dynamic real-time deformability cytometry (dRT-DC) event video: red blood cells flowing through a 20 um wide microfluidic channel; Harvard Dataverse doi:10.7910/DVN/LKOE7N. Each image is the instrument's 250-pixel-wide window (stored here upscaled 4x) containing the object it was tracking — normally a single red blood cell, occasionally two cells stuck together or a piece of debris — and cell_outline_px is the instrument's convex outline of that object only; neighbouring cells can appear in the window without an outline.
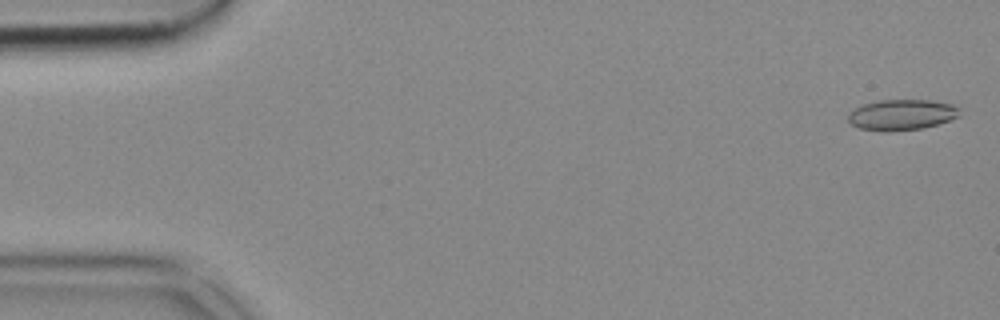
{"species": "common noctule bat (a hibernating species)", "species_latin": "Nyctalus noctula", "temperature_condition": "cold", "stored_images_in_passage": 53, "camera_frame_rate_fps": 3000, "um_per_image_px": 0.085, "animal": {"sex": "female", "body_mass_g": 18.4}, "frame": {"image": 1, "passage_image": 2, "time_ms": 0.333, "image_size_px": [1000, 320], "cell_outline_px": [[960, 116], [936, 124], [920, 128], [888, 132], [884, 132], [860, 128], [852, 124], [848, 120], [848, 112], [864, 104], [876, 100], [928, 100], [952, 104], [960, 108]], "centroid_in_image_um": [76.63, 9.75], "position_along_channel_um": 8.4, "area_um2": 19.88}}
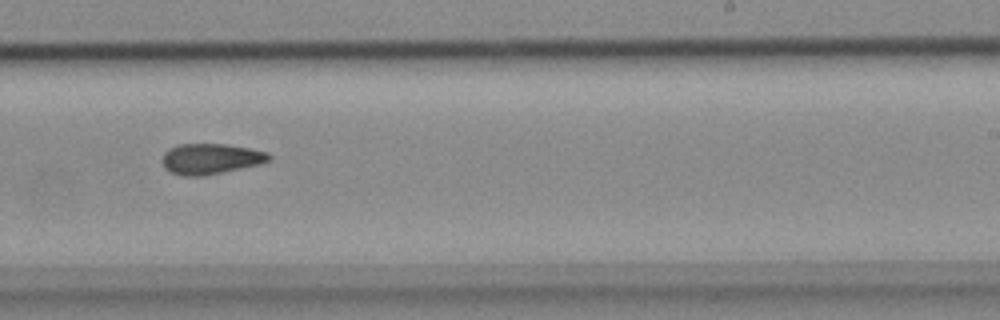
{"frame": {"image": 2, "passage_image": 33, "time_ms": 10.667, "image_size_px": [1000, 320], "cell_outline_px": [[272, 160], [260, 164], [204, 176], [180, 176], [164, 168], [160, 160], [164, 152], [168, 148], [176, 144], [228, 144], [252, 148], [268, 152], [272, 156]], "centroid_in_image_um": [17.9, 13.49], "position_along_channel_um": 271.1, "area_um2": 19.48}}
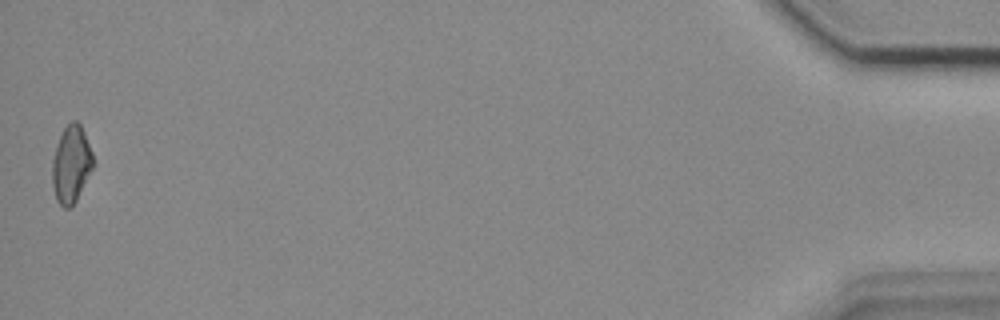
{"frame": {"image": 3, "passage_image": 53, "time_ms": 17.333, "image_size_px": [1000, 320], "cell_outline_px": [[92, 168], [76, 200], [68, 208], [64, 208], [56, 200], [52, 184], [52, 160], [60, 136], [64, 128], [72, 120], [76, 120], [80, 124], [84, 132], [92, 152]], "centroid_in_image_um": [6.03, 13.95], "position_along_channel_um": 429.2, "area_um2": 17.98}}